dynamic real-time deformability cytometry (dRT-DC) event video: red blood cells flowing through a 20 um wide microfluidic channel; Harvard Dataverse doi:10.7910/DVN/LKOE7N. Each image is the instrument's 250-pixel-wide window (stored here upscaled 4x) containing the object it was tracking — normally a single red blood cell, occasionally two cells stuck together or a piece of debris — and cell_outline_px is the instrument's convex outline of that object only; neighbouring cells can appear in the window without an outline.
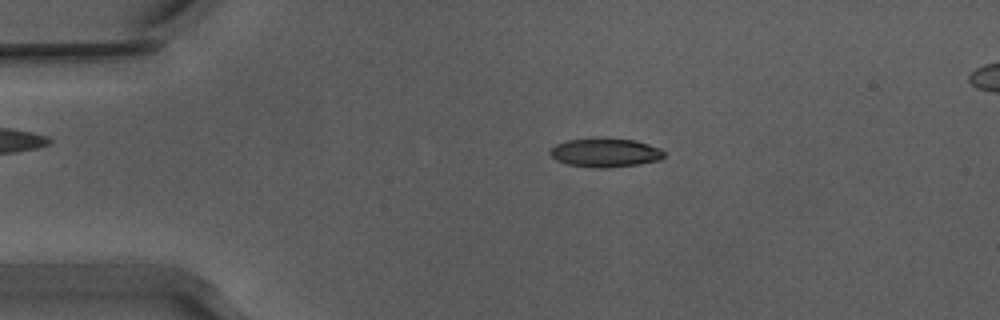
{"species": "Egyptian fruit bat (a non-hibernating species)", "species_latin": "Rousettus aegyptiacus", "temperature_condition": "warm", "stored_images_in_passage": 49, "camera_frame_rate_fps": 3000, "um_per_image_px": 0.085, "animal": {"sex": "male"}, "frame": {"image": 1, "passage_image": 7, "time_ms": 2.0, "image_size_px": [1000, 320], "cell_outline_px": [[664, 156], [660, 160], [640, 164], [608, 168], [596, 168], [568, 164], [556, 160], [548, 152], [556, 144], [568, 140], [596, 136], [636, 140], [660, 148], [664, 152]], "centroid_in_image_um": [51.45, 12.95], "position_along_channel_um": 33.6, "area_um2": 19.59}}
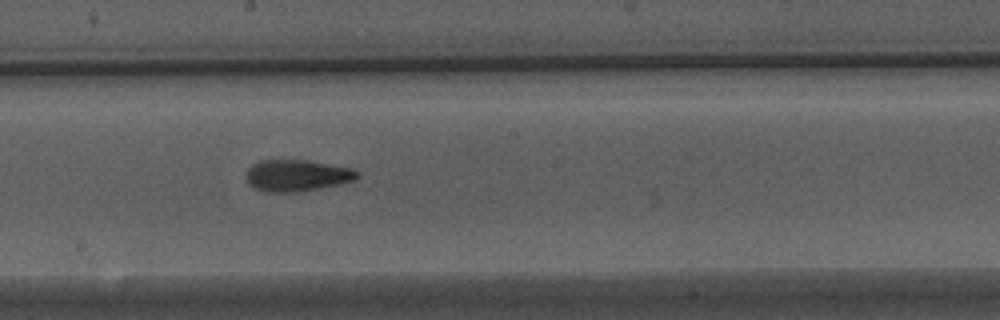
{"frame": {"image": 2, "passage_image": 25, "time_ms": 8.0, "image_size_px": [1000, 320], "cell_outline_px": [[360, 176], [356, 180], [296, 192], [264, 192], [248, 184], [244, 180], [244, 176], [248, 168], [252, 164], [260, 160], [304, 160], [352, 168], [360, 172]], "centroid_in_image_um": [25.18, 14.91], "position_along_channel_um": 223.0, "area_um2": 20.46}}
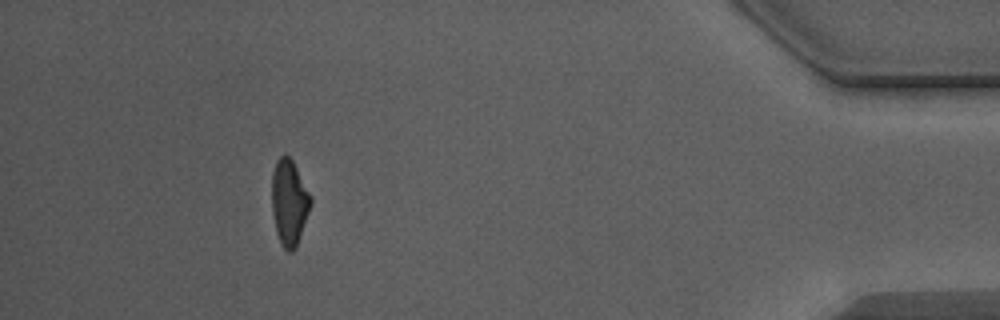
{"frame": {"image": 3, "passage_image": 44, "time_ms": 14.333, "image_size_px": [1000, 320], "cell_outline_px": [[312, 204], [296, 248], [292, 252], [288, 252], [280, 244], [276, 232], [272, 212], [272, 172], [276, 160], [284, 152], [292, 160], [312, 196]], "centroid_in_image_um": [24.59, 17.2], "position_along_channel_um": 410.6, "area_um2": 19.71}, "authors_computed_cell_mechanics": {"area_um2": 19.7676, "velocity_mm_per_s": 3.9279, "shape_relaxation_time_tau1_ms": 6.1997, "shape_relaxation_time_tau2_ms": 2.4856, "deformation_change_tau1": 0.2181, "deformation_change_tau2": 0.1037}}